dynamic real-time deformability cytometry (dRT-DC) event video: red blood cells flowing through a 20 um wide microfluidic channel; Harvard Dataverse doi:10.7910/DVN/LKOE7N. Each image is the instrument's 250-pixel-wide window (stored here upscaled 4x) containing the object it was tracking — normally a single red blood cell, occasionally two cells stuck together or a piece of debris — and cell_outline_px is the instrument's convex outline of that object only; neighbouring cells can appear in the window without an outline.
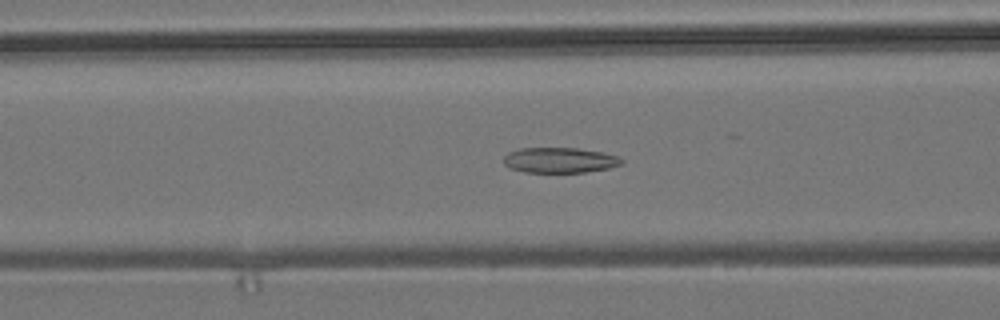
{"species": "common noctule bat (a hibernating species)", "species_latin": "Nyctalus noctula", "temperature_condition": "room temperature", "stored_images_in_passage": 44, "camera_frame_rate_fps": 3000, "um_per_image_px": 0.085, "animal": {"sex": "male", "body_mass_g": 19.2, "forearm_length_mm": 51.8}, "frame": {"image": 1, "passage_image": 9, "time_ms": 2.667, "image_size_px": [1000, 320], "cell_outline_px": [[624, 164], [608, 168], [584, 172], [524, 172], [512, 168], [504, 164], [504, 156], [508, 152], [520, 148], [576, 148], [604, 152], [616, 156], [624, 160]], "centroid_in_image_um": [47.59, 13.61], "position_along_channel_um": 119.0, "area_um2": 17.4}}
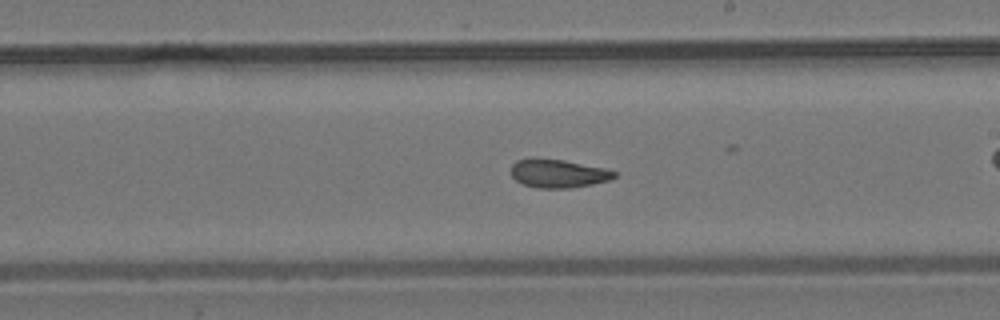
{"frame": {"image": 2, "passage_image": 19, "time_ms": 6.0, "image_size_px": [1000, 320], "cell_outline_px": [[616, 176], [608, 180], [592, 184], [572, 188], [536, 188], [524, 184], [516, 180], [512, 176], [512, 164], [516, 160], [532, 156], [564, 160], [604, 168], [616, 172]], "centroid_in_image_um": [47.4, 14.72], "position_along_channel_um": 241.6, "area_um2": 17.28}}
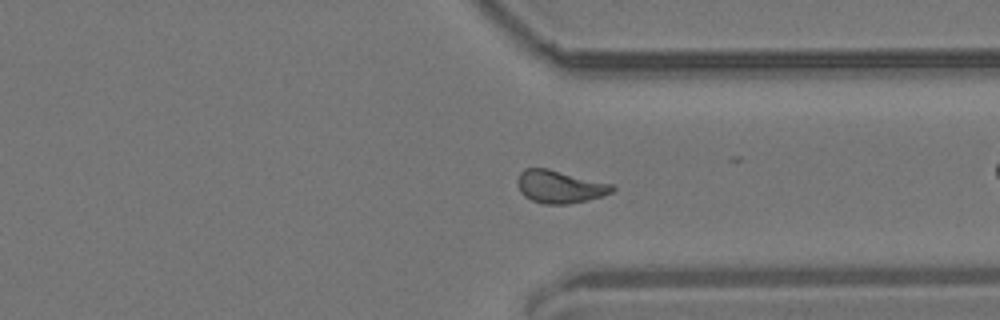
{"frame": {"image": 3, "passage_image": 29, "time_ms": 9.333, "image_size_px": [1000, 320], "cell_outline_px": [[616, 188], [612, 192], [588, 200], [568, 204], [544, 204], [532, 200], [524, 196], [520, 192], [516, 180], [520, 172], [524, 168], [548, 168], [612, 184]], "centroid_in_image_um": [47.55, 15.86], "position_along_channel_um": 363.9, "area_um2": 18.09}, "authors_computed_cell_mechanics": {"area_um2": 17.6579, "velocity_mm_per_s": 3.6786, "shape_relaxation_time_tau1_ms": null, "shape_relaxation_time_tau2_ms": 2.5089, "deformation_change_tau1": null, "deformation_change_tau2": 0.0836}}